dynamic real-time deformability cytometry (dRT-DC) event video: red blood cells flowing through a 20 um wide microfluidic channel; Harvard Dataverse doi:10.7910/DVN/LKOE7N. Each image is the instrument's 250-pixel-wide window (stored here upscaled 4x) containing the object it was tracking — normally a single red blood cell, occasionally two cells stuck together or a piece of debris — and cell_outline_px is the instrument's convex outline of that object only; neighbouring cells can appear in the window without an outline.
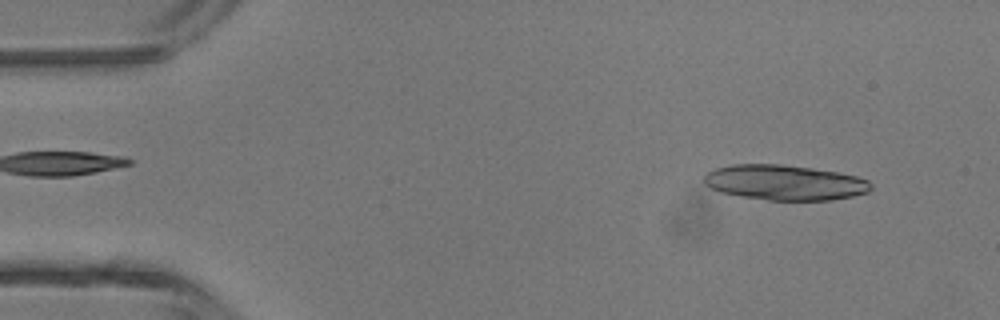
{"species": "common noctule bat (a hibernating species)", "species_latin": "Nyctalus noctula", "temperature_condition": "room temperature", "stored_images_in_passage": 44, "camera_frame_rate_fps": 3000, "um_per_image_px": 0.085, "animal": {"sex": "male", "body_mass_g": 13.3}, "frame": {"image": 1, "passage_image": 2, "time_ms": 0.333, "image_size_px": [1000, 320], "cell_outline_px": [[872, 188], [868, 192], [852, 196], [832, 200], [768, 200], [720, 192], [704, 184], [704, 176], [708, 172], [716, 168], [732, 164], [780, 164], [812, 168], [836, 172], [856, 176], [868, 180], [872, 184]], "centroid_in_image_um": [66.71, 15.51], "position_along_channel_um": 18.3, "area_um2": 34.1}}
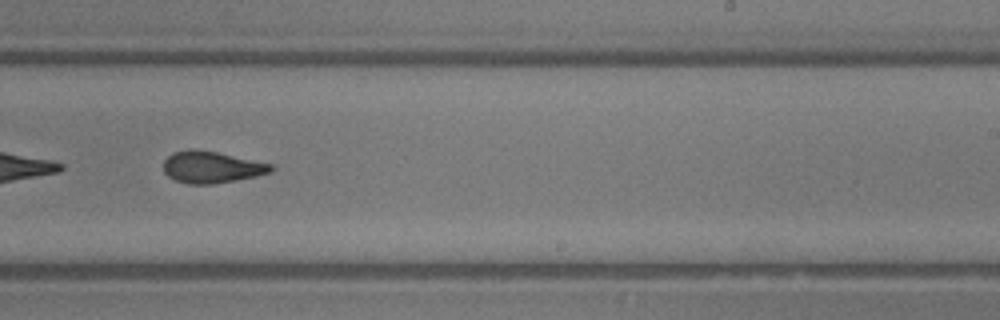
{"frame": {"image": 2, "passage_image": 26, "time_ms": 8.333, "image_size_px": [1000, 320], "cell_outline_px": [[272, 172], [256, 176], [216, 184], [188, 184], [176, 180], [168, 176], [164, 172], [164, 160], [172, 152], [188, 148], [192, 148], [216, 152], [272, 164]], "centroid_in_image_um": [17.95, 14.2], "position_along_channel_um": 271.1, "area_um2": 19.88}}
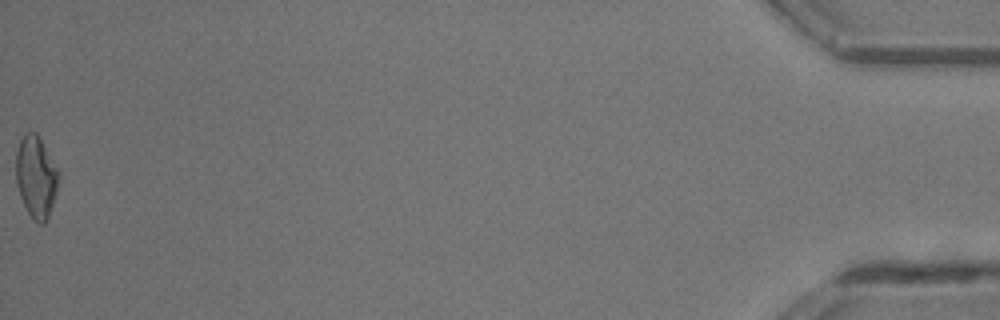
{"frame": {"image": 3, "passage_image": 44, "time_ms": 14.333, "image_size_px": [1000, 320], "cell_outline_px": [[60, 180], [48, 220], [44, 224], [40, 224], [32, 220], [20, 196], [16, 184], [16, 152], [20, 140], [28, 132], [36, 132], [60, 172]], "centroid_in_image_um": [3.08, 15.08], "position_along_channel_um": 432.1, "area_um2": 20.52}, "authors_computed_cell_mechanics": {"area_um2": 20.23, "velocity_mm_per_s": 4.4646, "shape_relaxation_time_tau1_ms": 4.9501, "shape_relaxation_time_tau2_ms": 2.4087, "deformation_change_tau1": 0.1414, "deformation_change_tau2": 0.0968}}